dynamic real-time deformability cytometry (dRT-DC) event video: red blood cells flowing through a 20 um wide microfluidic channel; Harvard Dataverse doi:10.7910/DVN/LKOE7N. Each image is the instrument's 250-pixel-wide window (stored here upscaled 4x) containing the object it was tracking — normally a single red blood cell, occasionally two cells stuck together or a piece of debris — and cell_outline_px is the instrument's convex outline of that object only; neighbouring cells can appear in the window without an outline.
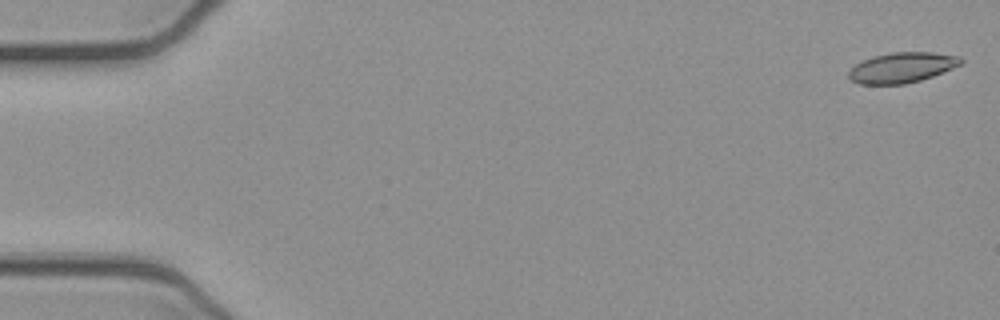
{"species": "common noctule bat (a hibernating species)", "species_latin": "Nyctalus noctula", "temperature_condition": "cold", "stored_images_in_passage": 52, "camera_frame_rate_fps": 3000, "um_per_image_px": 0.085, "animal": {"sex": "female", "body_mass_g": 21.9}, "frame": {"image": 1, "passage_image": 1, "time_ms": 0.0, "image_size_px": [1000, 320], "cell_outline_px": [[964, 60], [960, 64], [952, 68], [932, 76], [920, 80], [904, 84], [860, 84], [852, 80], [848, 76], [848, 72], [856, 64], [872, 56], [892, 52], [932, 52], [960, 56]], "centroid_in_image_um": [76.67, 5.73], "position_along_channel_um": 8.3, "area_um2": 19.65}}
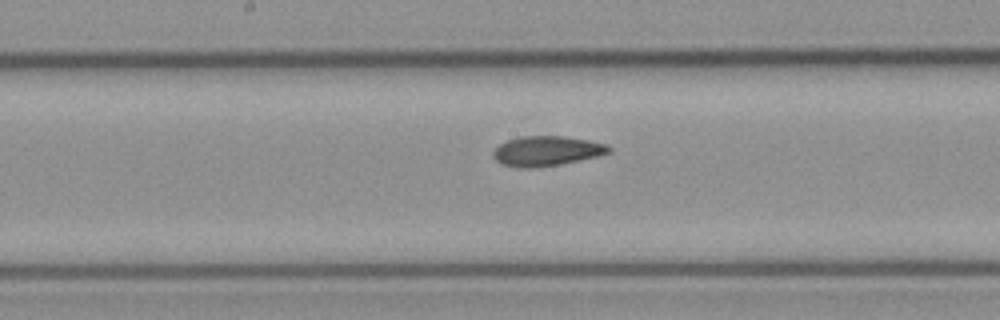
{"frame": {"image": 2, "passage_image": 27, "time_ms": 8.667, "image_size_px": [1000, 320], "cell_outline_px": [[612, 152], [596, 156], [560, 164], [536, 168], [516, 168], [500, 164], [492, 156], [492, 152], [500, 144], [508, 140], [520, 136], [564, 136], [588, 140], [604, 144], [612, 148]], "centroid_in_image_um": [46.42, 12.84], "position_along_channel_um": 201.8, "area_um2": 20.17}}
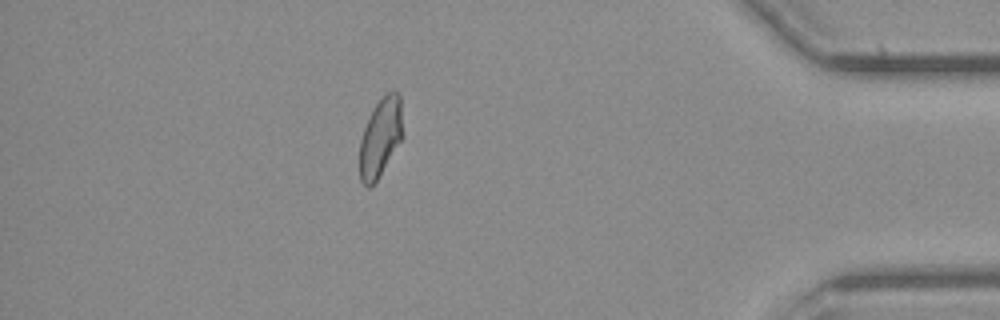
{"frame": {"image": 3, "passage_image": 46, "time_ms": 15.0, "image_size_px": [1000, 320], "cell_outline_px": [[404, 136], [376, 180], [368, 188], [360, 180], [360, 140], [364, 128], [376, 104], [388, 92], [396, 88], [400, 92]], "centroid_in_image_um": [32.38, 11.62], "position_along_channel_um": 402.8, "area_um2": 19.71}, "authors_computed_cell_mechanics": {"area_um2": 20.4034, "velocity_mm_per_s": 3.8926, "shape_relaxation_time_tau1_ms": null, "shape_relaxation_time_tau2_ms": 2.1404, "deformation_change_tau1": null, "deformation_change_tau2": 0.0655}}